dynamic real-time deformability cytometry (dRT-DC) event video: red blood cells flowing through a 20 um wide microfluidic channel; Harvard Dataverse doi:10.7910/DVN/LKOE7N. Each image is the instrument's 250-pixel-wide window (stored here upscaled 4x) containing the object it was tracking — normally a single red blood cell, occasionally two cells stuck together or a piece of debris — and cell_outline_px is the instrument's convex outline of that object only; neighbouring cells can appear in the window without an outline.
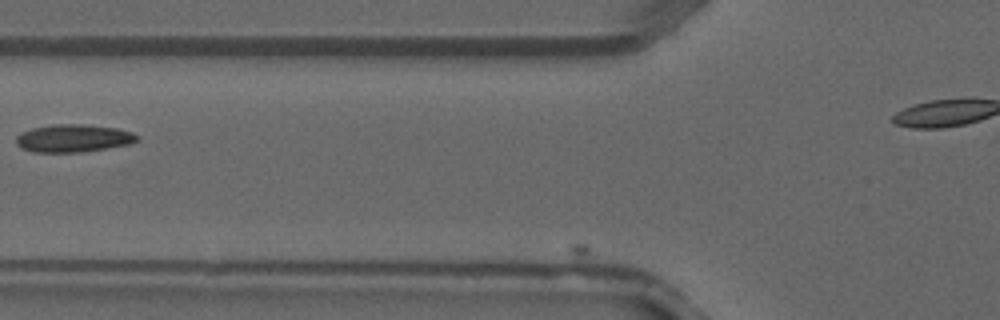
{"species": "common noctule bat (a hibernating species)", "species_latin": "Nyctalus noctula", "temperature_condition": "warm", "stored_images_in_passage": 2, "camera_frame_rate_fps": 3000, "um_per_image_px": 0.085, "animal": {"sex": "male", "forearm_length_mm": 52.5}, "frame": {"image": 1, "passage_image": 2, "time_ms": 0.333, "image_size_px": [1000, 320], "cell_outline_px": [[140, 140], [128, 144], [80, 152], [32, 152], [20, 148], [16, 144], [16, 136], [32, 128], [56, 124], [80, 124], [116, 128], [132, 132], [140, 136]], "centroid_in_image_um": [6.23, 11.75], "position_along_channel_um": 119.6, "area_um2": 19.42}}